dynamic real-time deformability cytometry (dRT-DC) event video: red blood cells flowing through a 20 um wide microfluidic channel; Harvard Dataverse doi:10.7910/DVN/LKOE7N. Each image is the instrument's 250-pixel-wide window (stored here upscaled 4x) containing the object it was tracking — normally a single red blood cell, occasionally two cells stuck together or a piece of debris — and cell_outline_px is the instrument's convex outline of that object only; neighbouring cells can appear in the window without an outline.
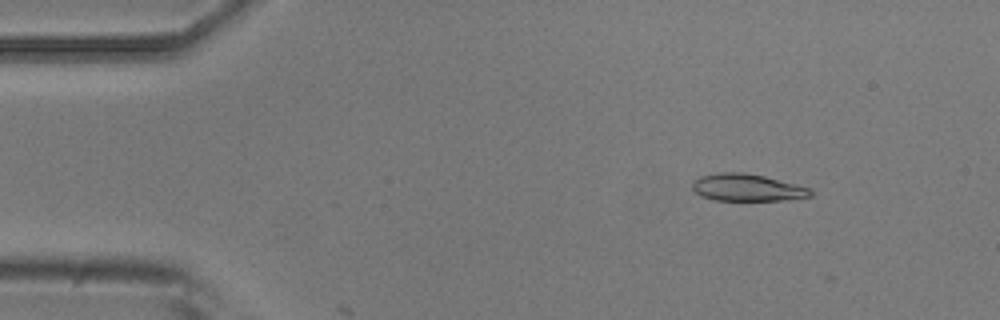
{"species": "common noctule bat (a hibernating species)", "species_latin": "Nyctalus noctula", "temperature_condition": "room temperature", "stored_images_in_passage": 9, "camera_frame_rate_fps": 3000, "um_per_image_px": 0.085, "animal": {"sex": "male", "body_mass_g": 20.5, "forearm_length_mm": 52.5}, "frame": {"image": 1, "passage_image": 7, "time_ms": 2.0, "image_size_px": [1000, 320], "cell_outline_px": [[812, 196], [784, 200], [716, 200], [700, 196], [692, 188], [692, 184], [700, 176], [720, 172], [744, 172], [764, 176], [812, 188]], "centroid_in_image_um": [63.52, 15.94], "position_along_channel_um": 21.5, "area_um2": 18.67}}